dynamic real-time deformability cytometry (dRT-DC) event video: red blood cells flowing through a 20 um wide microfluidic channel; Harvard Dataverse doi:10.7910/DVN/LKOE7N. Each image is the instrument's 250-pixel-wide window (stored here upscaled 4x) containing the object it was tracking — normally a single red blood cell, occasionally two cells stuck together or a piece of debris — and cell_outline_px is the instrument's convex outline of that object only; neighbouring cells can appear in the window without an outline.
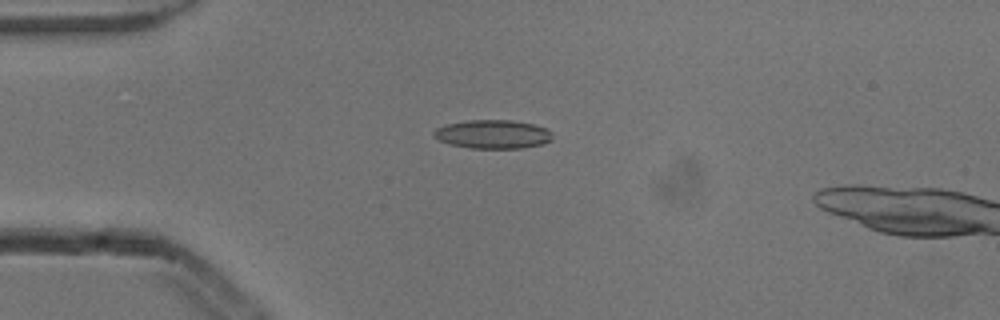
{"species": "common noctule bat (a hibernating species)", "species_latin": "Nyctalus noctula", "temperature_condition": "cold", "stored_images_in_passage": 5, "camera_frame_rate_fps": 3000, "um_per_image_px": 0.085, "animal": {"sex": "male", "body_mass_g": 13.3}, "frame": {"image": 1, "passage_image": 3, "time_ms": 0.667, "image_size_px": [1000, 320], "cell_outline_px": [[552, 140], [544, 144], [520, 148], [472, 148], [448, 144], [440, 140], [432, 132], [436, 128], [448, 124], [468, 120], [512, 120], [532, 124], [548, 128], [552, 132]], "centroid_in_image_um": [41.94, 11.41], "position_along_channel_um": 43.1, "area_um2": 19.83}}
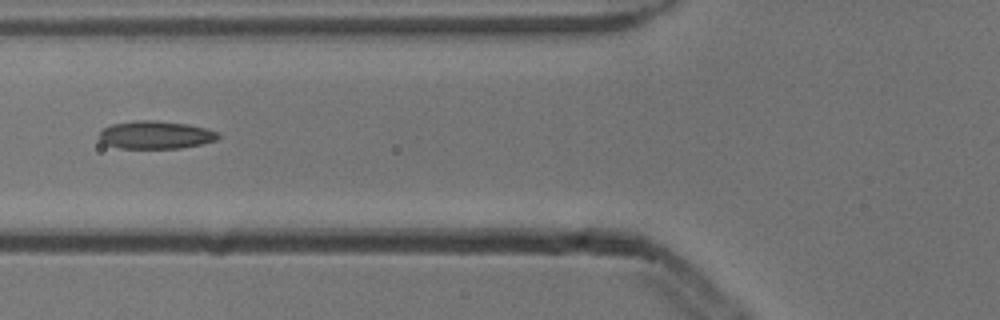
{"frame": {"image": 2, "passage_image": 5, "time_ms": 1.333, "image_size_px": [1000, 320], "cell_outline_px": [[220, 136], [216, 140], [200, 144], [180, 148], [120, 148], [108, 144], [100, 140], [100, 132], [104, 128], [112, 124], [136, 120], [156, 120], [188, 124], [204, 128], [216, 132]], "centroid_in_image_um": [13.22, 11.46], "position_along_channel_um": 112.6, "area_um2": 19.07}}